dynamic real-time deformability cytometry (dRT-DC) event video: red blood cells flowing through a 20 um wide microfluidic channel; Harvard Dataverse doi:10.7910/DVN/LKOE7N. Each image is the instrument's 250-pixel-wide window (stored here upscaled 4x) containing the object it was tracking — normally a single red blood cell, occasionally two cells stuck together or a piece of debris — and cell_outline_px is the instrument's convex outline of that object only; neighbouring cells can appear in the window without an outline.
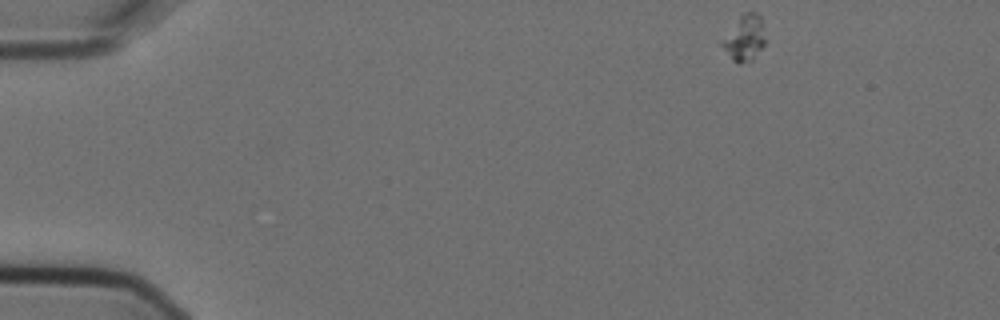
{"species": "Egyptian fruit bat (a non-hibernating species)", "species_latin": "Rousettus aegyptiacus", "temperature_condition": "cold", "stored_images_in_passage": 4, "camera_frame_rate_fps": 3000, "um_per_image_px": 0.085, "animal": {"sex": "female"}, "frame": {"image": 1, "passage_image": 1, "time_ms": 0.0, "image_size_px": [1000, 320], "cell_outline_px": [[764, 44], [752, 60], [740, 64], [736, 64], [732, 60], [720, 44], [720, 40], [740, 16], [744, 12], [756, 12], [760, 16], [764, 40]], "centroid_in_image_um": [63.24, 3.25], "position_along_channel_um": 21.8, "area_um2": 11.33}}
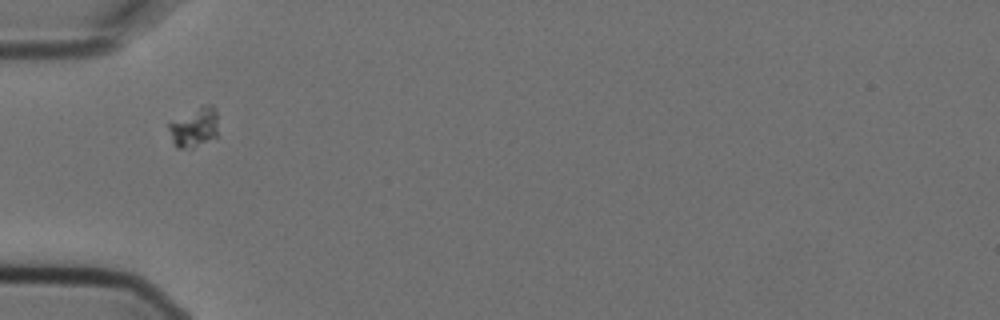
{"frame": {"image": 2, "passage_image": 4, "time_ms": 1.0, "image_size_px": [1000, 320], "cell_outline_px": [[216, 136], [192, 148], [176, 148], [172, 140], [168, 128], [168, 124], [204, 104], [212, 104], [216, 112]], "centroid_in_image_um": [16.5, 10.83], "position_along_channel_um": 68.5, "area_um2": 10.98}}